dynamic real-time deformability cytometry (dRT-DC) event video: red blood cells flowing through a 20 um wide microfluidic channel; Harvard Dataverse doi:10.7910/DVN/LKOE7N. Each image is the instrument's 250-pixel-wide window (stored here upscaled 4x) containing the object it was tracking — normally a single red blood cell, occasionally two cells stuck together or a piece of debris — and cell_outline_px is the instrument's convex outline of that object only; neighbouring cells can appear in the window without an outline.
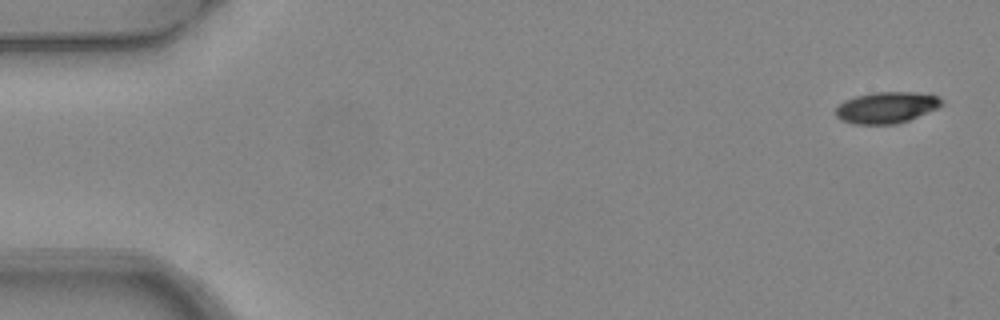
{"species": "common noctule bat (a hibernating species)", "species_latin": "Nyctalus noctula", "temperature_condition": "warm", "stored_images_in_passage": 4, "camera_frame_rate_fps": 3000, "um_per_image_px": 0.085, "animal": {"sex": "female", "body_mass_g": 24.6, "forearm_length_mm": 56.2}, "frame": {"image": 1, "passage_image": 1, "time_ms": 0.0, "image_size_px": [1000, 320], "cell_outline_px": [[944, 104], [936, 108], [908, 120], [896, 124], [852, 124], [840, 120], [836, 116], [836, 108], [844, 100], [856, 96], [872, 92], [916, 92], [940, 96], [944, 100]], "centroid_in_image_um": [75.35, 9.13], "position_along_channel_um": 9.7, "area_um2": 19.42}}
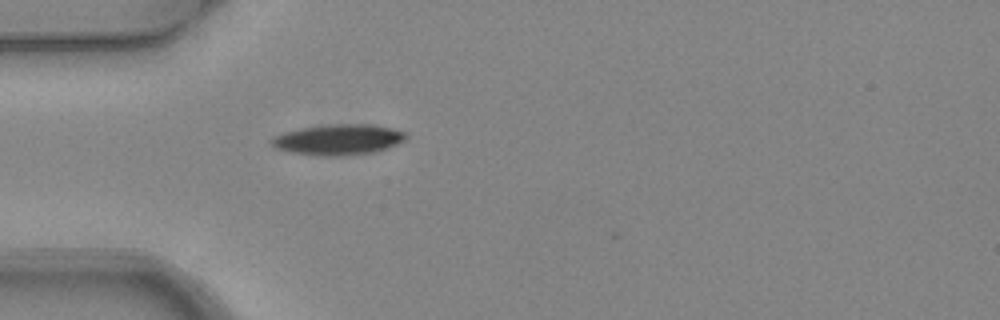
{"frame": {"image": 2, "passage_image": 4, "time_ms": 1.0, "image_size_px": [1000, 320], "cell_outline_px": [[408, 140], [388, 148], [372, 152], [340, 156], [324, 156], [292, 152], [272, 148], [272, 136], [284, 132], [300, 128], [332, 124], [372, 124], [392, 128], [408, 132]], "centroid_in_image_um": [28.81, 11.86], "position_along_channel_um": 56.2, "area_um2": 24.22}}